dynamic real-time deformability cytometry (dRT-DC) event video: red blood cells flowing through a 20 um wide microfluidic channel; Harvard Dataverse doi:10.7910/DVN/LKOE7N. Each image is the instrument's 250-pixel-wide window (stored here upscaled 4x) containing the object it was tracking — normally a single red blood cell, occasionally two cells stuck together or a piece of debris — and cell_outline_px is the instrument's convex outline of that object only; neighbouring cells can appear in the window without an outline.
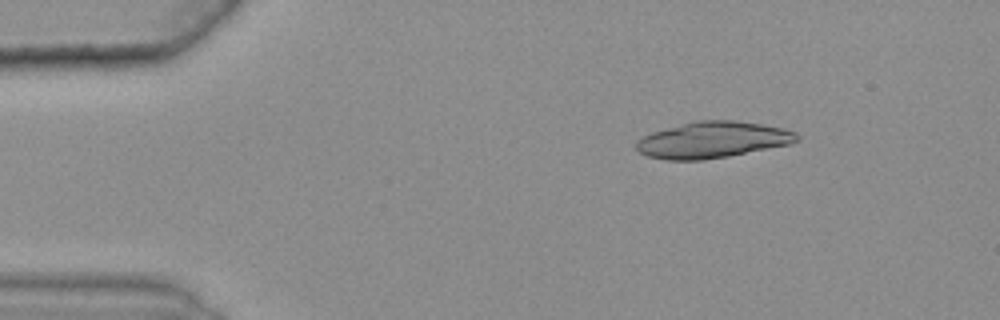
{"species": "common noctule bat (a hibernating species)", "species_latin": "Nyctalus noctula", "temperature_condition": "warm", "stored_images_in_passage": 41, "camera_frame_rate_fps": 3000, "um_per_image_px": 0.085, "animal": {"sex": "female", "body_mass_g": 25.1}, "frame": {"image": 1, "passage_image": 1, "time_ms": 0.0, "image_size_px": [1000, 320], "cell_outline_px": [[800, 136], [796, 140], [788, 144], [728, 156], [704, 160], [668, 160], [648, 156], [640, 152], [636, 148], [636, 140], [652, 132], [700, 120], [736, 120], [784, 128], [796, 132]], "centroid_in_image_um": [60.57, 11.89], "position_along_channel_um": 24.4, "area_um2": 33.52}}